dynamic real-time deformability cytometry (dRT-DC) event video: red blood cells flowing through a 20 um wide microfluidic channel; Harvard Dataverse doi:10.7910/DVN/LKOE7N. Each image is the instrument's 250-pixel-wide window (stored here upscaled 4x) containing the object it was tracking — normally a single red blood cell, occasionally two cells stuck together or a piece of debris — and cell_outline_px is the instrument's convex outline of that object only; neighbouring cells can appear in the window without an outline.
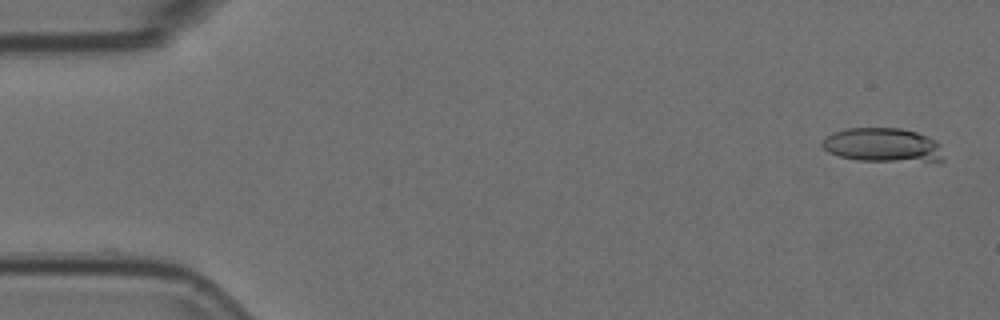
{"species": "Egyptian fruit bat (a non-hibernating species)", "species_latin": "Rousettus aegyptiacus", "temperature_condition": "room temperature", "stored_images_in_passage": 5, "camera_frame_rate_fps": 3000, "um_per_image_px": 0.085, "animal": {"sex": "female"}, "frame": {"image": 1, "passage_image": 1, "time_ms": 0.0, "image_size_px": [1000, 320], "cell_outline_px": [[944, 160], [860, 160], [840, 156], [828, 152], [820, 144], [832, 132], [848, 128], [900, 128], [916, 132], [928, 136], [936, 140], [940, 144]], "centroid_in_image_um": [75.02, 12.3], "position_along_channel_um": 10.0, "area_um2": 23.64}}
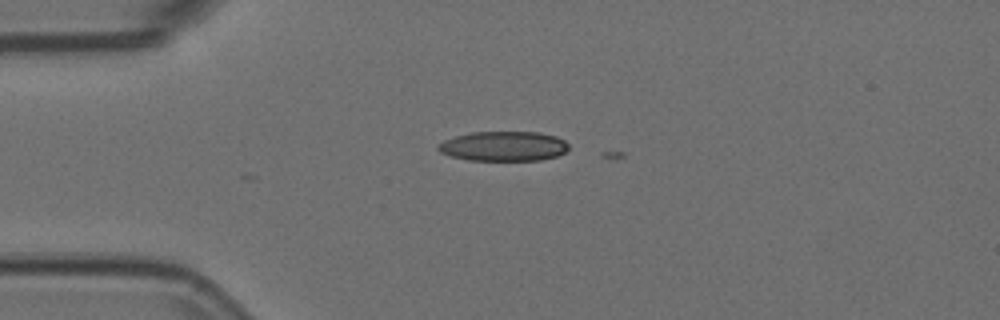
{"frame": {"image": 2, "passage_image": 4, "time_ms": 1.0, "image_size_px": [1000, 320], "cell_outline_px": [[568, 148], [564, 152], [556, 156], [540, 160], [468, 160], [452, 156], [440, 152], [436, 148], [436, 144], [444, 140], [456, 136], [472, 132], [540, 132], [556, 136], [564, 140], [568, 144]], "centroid_in_image_um": [42.79, 12.42], "position_along_channel_um": 42.2, "area_um2": 22.6}}